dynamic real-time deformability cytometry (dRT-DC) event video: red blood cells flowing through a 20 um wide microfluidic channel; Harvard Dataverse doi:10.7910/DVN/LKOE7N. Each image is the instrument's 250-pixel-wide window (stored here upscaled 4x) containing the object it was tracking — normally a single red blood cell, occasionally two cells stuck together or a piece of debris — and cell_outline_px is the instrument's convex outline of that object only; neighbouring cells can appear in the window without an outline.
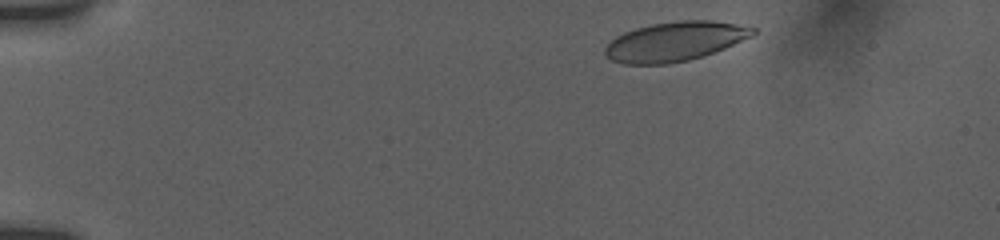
{"species": "human", "species_latin": "Homo sapiens", "temperature_condition": "room temperature", "stored_images_in_passage": 54, "camera_frame_rate_fps": 3000, "um_per_image_px": 0.085, "donor": {"sex": "female"}, "frame": {"image": 1, "passage_image": 3, "time_ms": 0.667, "image_size_px": [1000, 240], "cell_outline_px": [[756, 32], [752, 36], [724, 48], [704, 56], [688, 60], [668, 64], [624, 64], [612, 60], [604, 52], [604, 48], [616, 36], [624, 32], [636, 28], [652, 24], [680, 20], [712, 20], [736, 24], [756, 28]], "centroid_in_image_um": [57.37, 3.52], "position_along_channel_um": 27.6, "area_um2": 33.76}}
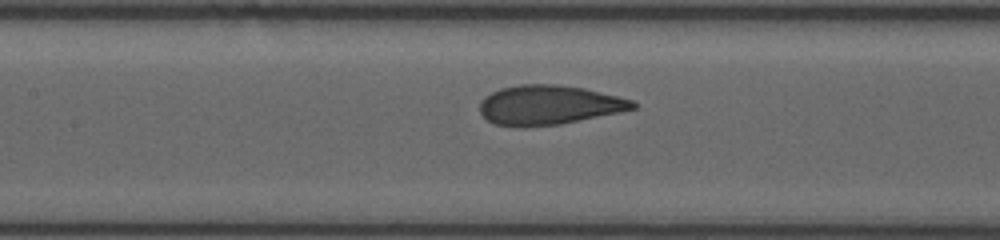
{"frame": {"image": 2, "passage_image": 33, "time_ms": 6.667, "image_size_px": [1000, 240], "cell_outline_px": [[636, 108], [620, 112], [560, 124], [524, 128], [520, 128], [496, 124], [488, 120], [480, 112], [480, 104], [484, 96], [500, 88], [520, 84], [556, 84], [584, 88], [632, 100], [636, 104]], "centroid_in_image_um": [46.62, 8.93], "position_along_channel_um": 160.8, "area_um2": 35.2}}
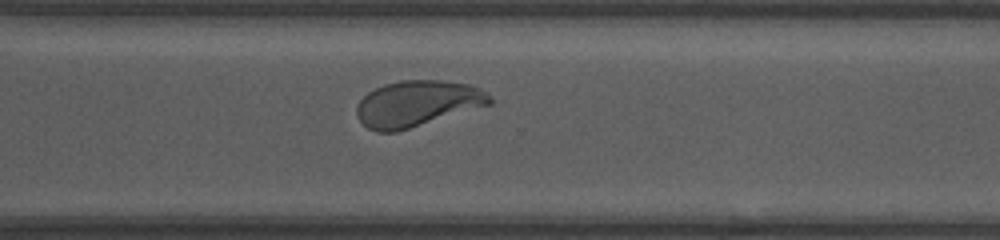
{"frame": {"image": 3, "passage_image": 52, "time_ms": 11.333, "image_size_px": [1000, 240], "cell_outline_px": [[492, 104], [396, 132], [376, 132], [368, 128], [356, 116], [356, 104], [368, 92], [384, 84], [400, 80], [440, 80], [468, 84], [480, 88], [488, 92], [492, 100]], "centroid_in_image_um": [35.46, 8.8], "position_along_channel_um": 335.1, "area_um2": 35.72}}